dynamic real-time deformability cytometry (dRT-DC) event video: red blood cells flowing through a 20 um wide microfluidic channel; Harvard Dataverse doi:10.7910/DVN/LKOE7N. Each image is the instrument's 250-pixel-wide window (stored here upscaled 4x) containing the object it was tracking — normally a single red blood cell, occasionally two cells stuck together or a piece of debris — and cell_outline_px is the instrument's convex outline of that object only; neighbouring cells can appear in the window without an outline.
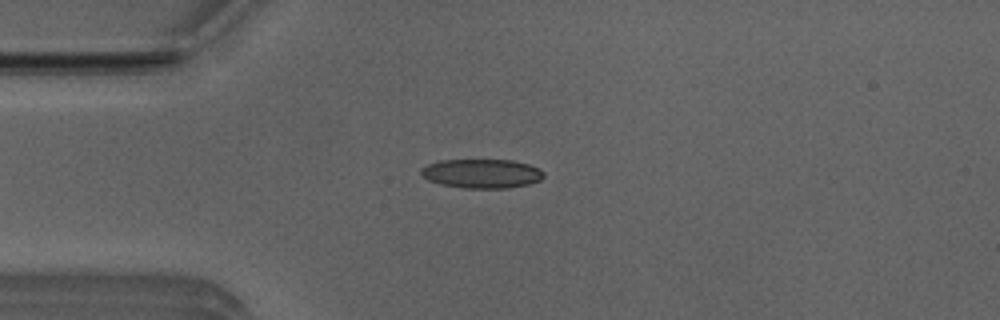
{"species": "Egyptian fruit bat (a non-hibernating species)", "species_latin": "Rousettus aegyptiacus", "temperature_condition": "room temperature", "stored_images_in_passage": 4, "camera_frame_rate_fps": 3000, "um_per_image_px": 0.085, "animal": {"sex": "male"}, "frame": {"image": 1, "passage_image": 4, "time_ms": 1.0, "image_size_px": [1000, 320], "cell_outline_px": [[544, 176], [540, 180], [528, 184], [508, 188], [464, 188], [440, 184], [428, 180], [420, 172], [420, 168], [428, 164], [440, 160], [512, 160], [528, 164], [540, 168], [544, 172]], "centroid_in_image_um": [40.95, 14.75], "position_along_channel_um": 44.0, "area_um2": 20.87}}